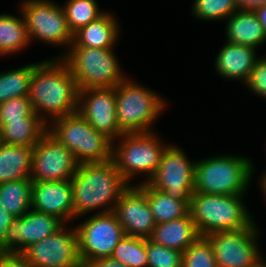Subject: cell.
Returning a JSON list of instances; mask_svg holds the SVG:
<instances>
[{
    "instance_id": "15",
    "label": "cell",
    "mask_w": 266,
    "mask_h": 267,
    "mask_svg": "<svg viewBox=\"0 0 266 267\" xmlns=\"http://www.w3.org/2000/svg\"><path fill=\"white\" fill-rule=\"evenodd\" d=\"M77 112L95 130L104 133L113 143L122 136L123 132L116 118L115 87L79 90Z\"/></svg>"
},
{
    "instance_id": "19",
    "label": "cell",
    "mask_w": 266,
    "mask_h": 267,
    "mask_svg": "<svg viewBox=\"0 0 266 267\" xmlns=\"http://www.w3.org/2000/svg\"><path fill=\"white\" fill-rule=\"evenodd\" d=\"M255 47L238 45L226 41L215 58V70L228 80H238L245 84L259 57Z\"/></svg>"
},
{
    "instance_id": "30",
    "label": "cell",
    "mask_w": 266,
    "mask_h": 267,
    "mask_svg": "<svg viewBox=\"0 0 266 267\" xmlns=\"http://www.w3.org/2000/svg\"><path fill=\"white\" fill-rule=\"evenodd\" d=\"M62 6L73 34L106 12L96 0H67Z\"/></svg>"
},
{
    "instance_id": "41",
    "label": "cell",
    "mask_w": 266,
    "mask_h": 267,
    "mask_svg": "<svg viewBox=\"0 0 266 267\" xmlns=\"http://www.w3.org/2000/svg\"><path fill=\"white\" fill-rule=\"evenodd\" d=\"M259 185H260V189L262 190L261 192H263L264 194L263 196L266 197V169H265L264 174L262 173V176L260 177Z\"/></svg>"
},
{
    "instance_id": "26",
    "label": "cell",
    "mask_w": 266,
    "mask_h": 267,
    "mask_svg": "<svg viewBox=\"0 0 266 267\" xmlns=\"http://www.w3.org/2000/svg\"><path fill=\"white\" fill-rule=\"evenodd\" d=\"M32 180L25 178L0 184V203L15 218L32 209Z\"/></svg>"
},
{
    "instance_id": "14",
    "label": "cell",
    "mask_w": 266,
    "mask_h": 267,
    "mask_svg": "<svg viewBox=\"0 0 266 267\" xmlns=\"http://www.w3.org/2000/svg\"><path fill=\"white\" fill-rule=\"evenodd\" d=\"M79 163L73 153L47 132L33 147L32 182L70 180Z\"/></svg>"
},
{
    "instance_id": "3",
    "label": "cell",
    "mask_w": 266,
    "mask_h": 267,
    "mask_svg": "<svg viewBox=\"0 0 266 267\" xmlns=\"http://www.w3.org/2000/svg\"><path fill=\"white\" fill-rule=\"evenodd\" d=\"M253 161L241 155L211 156L196 161L194 192L244 195L255 173Z\"/></svg>"
},
{
    "instance_id": "31",
    "label": "cell",
    "mask_w": 266,
    "mask_h": 267,
    "mask_svg": "<svg viewBox=\"0 0 266 267\" xmlns=\"http://www.w3.org/2000/svg\"><path fill=\"white\" fill-rule=\"evenodd\" d=\"M193 2L192 15L201 21L225 20L239 9L236 0H194Z\"/></svg>"
},
{
    "instance_id": "13",
    "label": "cell",
    "mask_w": 266,
    "mask_h": 267,
    "mask_svg": "<svg viewBox=\"0 0 266 267\" xmlns=\"http://www.w3.org/2000/svg\"><path fill=\"white\" fill-rule=\"evenodd\" d=\"M66 225L22 252L32 267H82L76 227L69 229Z\"/></svg>"
},
{
    "instance_id": "5",
    "label": "cell",
    "mask_w": 266,
    "mask_h": 267,
    "mask_svg": "<svg viewBox=\"0 0 266 267\" xmlns=\"http://www.w3.org/2000/svg\"><path fill=\"white\" fill-rule=\"evenodd\" d=\"M113 51L114 48L77 47L72 42L58 58L68 65L78 90L112 88L127 78Z\"/></svg>"
},
{
    "instance_id": "40",
    "label": "cell",
    "mask_w": 266,
    "mask_h": 267,
    "mask_svg": "<svg viewBox=\"0 0 266 267\" xmlns=\"http://www.w3.org/2000/svg\"><path fill=\"white\" fill-rule=\"evenodd\" d=\"M258 21L261 23L263 31L266 33V4L254 10Z\"/></svg>"
},
{
    "instance_id": "12",
    "label": "cell",
    "mask_w": 266,
    "mask_h": 267,
    "mask_svg": "<svg viewBox=\"0 0 266 267\" xmlns=\"http://www.w3.org/2000/svg\"><path fill=\"white\" fill-rule=\"evenodd\" d=\"M255 222L247 228L205 236L212 245L217 267H247L263 256L257 242L260 232Z\"/></svg>"
},
{
    "instance_id": "35",
    "label": "cell",
    "mask_w": 266,
    "mask_h": 267,
    "mask_svg": "<svg viewBox=\"0 0 266 267\" xmlns=\"http://www.w3.org/2000/svg\"><path fill=\"white\" fill-rule=\"evenodd\" d=\"M257 96L266 99V57H259L249 79L244 84Z\"/></svg>"
},
{
    "instance_id": "20",
    "label": "cell",
    "mask_w": 266,
    "mask_h": 267,
    "mask_svg": "<svg viewBox=\"0 0 266 267\" xmlns=\"http://www.w3.org/2000/svg\"><path fill=\"white\" fill-rule=\"evenodd\" d=\"M200 236L188 212L181 218L156 224L149 239L164 247L184 252Z\"/></svg>"
},
{
    "instance_id": "11",
    "label": "cell",
    "mask_w": 266,
    "mask_h": 267,
    "mask_svg": "<svg viewBox=\"0 0 266 267\" xmlns=\"http://www.w3.org/2000/svg\"><path fill=\"white\" fill-rule=\"evenodd\" d=\"M75 227L82 265L86 261L111 257L115 246L125 235L122 225L113 212L94 213Z\"/></svg>"
},
{
    "instance_id": "21",
    "label": "cell",
    "mask_w": 266,
    "mask_h": 267,
    "mask_svg": "<svg viewBox=\"0 0 266 267\" xmlns=\"http://www.w3.org/2000/svg\"><path fill=\"white\" fill-rule=\"evenodd\" d=\"M113 13L106 11L98 19L74 33L73 43L77 47L114 48L120 36V25Z\"/></svg>"
},
{
    "instance_id": "1",
    "label": "cell",
    "mask_w": 266,
    "mask_h": 267,
    "mask_svg": "<svg viewBox=\"0 0 266 267\" xmlns=\"http://www.w3.org/2000/svg\"><path fill=\"white\" fill-rule=\"evenodd\" d=\"M78 91L73 74L61 58L37 62L33 68L28 96L34 112L47 124L77 112Z\"/></svg>"
},
{
    "instance_id": "36",
    "label": "cell",
    "mask_w": 266,
    "mask_h": 267,
    "mask_svg": "<svg viewBox=\"0 0 266 267\" xmlns=\"http://www.w3.org/2000/svg\"><path fill=\"white\" fill-rule=\"evenodd\" d=\"M1 267H32L22 253H7L1 262Z\"/></svg>"
},
{
    "instance_id": "23",
    "label": "cell",
    "mask_w": 266,
    "mask_h": 267,
    "mask_svg": "<svg viewBox=\"0 0 266 267\" xmlns=\"http://www.w3.org/2000/svg\"><path fill=\"white\" fill-rule=\"evenodd\" d=\"M33 147L0 142V184L30 178Z\"/></svg>"
},
{
    "instance_id": "37",
    "label": "cell",
    "mask_w": 266,
    "mask_h": 267,
    "mask_svg": "<svg viewBox=\"0 0 266 267\" xmlns=\"http://www.w3.org/2000/svg\"><path fill=\"white\" fill-rule=\"evenodd\" d=\"M82 267H128L119 261L113 260L111 257L99 258L86 261Z\"/></svg>"
},
{
    "instance_id": "43",
    "label": "cell",
    "mask_w": 266,
    "mask_h": 267,
    "mask_svg": "<svg viewBox=\"0 0 266 267\" xmlns=\"http://www.w3.org/2000/svg\"><path fill=\"white\" fill-rule=\"evenodd\" d=\"M7 253L4 252L3 250H0V267H1V262L3 260V257L6 255Z\"/></svg>"
},
{
    "instance_id": "7",
    "label": "cell",
    "mask_w": 266,
    "mask_h": 267,
    "mask_svg": "<svg viewBox=\"0 0 266 267\" xmlns=\"http://www.w3.org/2000/svg\"><path fill=\"white\" fill-rule=\"evenodd\" d=\"M154 131L123 133L112 144V160L121 176L130 184L137 175H145L148 182L156 173L167 144Z\"/></svg>"
},
{
    "instance_id": "32",
    "label": "cell",
    "mask_w": 266,
    "mask_h": 267,
    "mask_svg": "<svg viewBox=\"0 0 266 267\" xmlns=\"http://www.w3.org/2000/svg\"><path fill=\"white\" fill-rule=\"evenodd\" d=\"M16 121H44L34 112L29 96L0 103V130L6 124Z\"/></svg>"
},
{
    "instance_id": "27",
    "label": "cell",
    "mask_w": 266,
    "mask_h": 267,
    "mask_svg": "<svg viewBox=\"0 0 266 267\" xmlns=\"http://www.w3.org/2000/svg\"><path fill=\"white\" fill-rule=\"evenodd\" d=\"M48 132L44 121H16L0 130V142L16 146L34 147Z\"/></svg>"
},
{
    "instance_id": "4",
    "label": "cell",
    "mask_w": 266,
    "mask_h": 267,
    "mask_svg": "<svg viewBox=\"0 0 266 267\" xmlns=\"http://www.w3.org/2000/svg\"><path fill=\"white\" fill-rule=\"evenodd\" d=\"M244 195L193 192L189 212L201 236L249 227L255 220L244 204Z\"/></svg>"
},
{
    "instance_id": "2",
    "label": "cell",
    "mask_w": 266,
    "mask_h": 267,
    "mask_svg": "<svg viewBox=\"0 0 266 267\" xmlns=\"http://www.w3.org/2000/svg\"><path fill=\"white\" fill-rule=\"evenodd\" d=\"M70 181L74 220L97 209L95 214L113 212L119 198L132 185L121 176L112 159L79 164Z\"/></svg>"
},
{
    "instance_id": "24",
    "label": "cell",
    "mask_w": 266,
    "mask_h": 267,
    "mask_svg": "<svg viewBox=\"0 0 266 267\" xmlns=\"http://www.w3.org/2000/svg\"><path fill=\"white\" fill-rule=\"evenodd\" d=\"M134 185L147 197L156 224L181 218L189 212V206L183 200L171 198L148 182L142 180L141 183Z\"/></svg>"
},
{
    "instance_id": "25",
    "label": "cell",
    "mask_w": 266,
    "mask_h": 267,
    "mask_svg": "<svg viewBox=\"0 0 266 267\" xmlns=\"http://www.w3.org/2000/svg\"><path fill=\"white\" fill-rule=\"evenodd\" d=\"M19 12L22 18L7 13L0 14V56L18 54L31 45L25 18Z\"/></svg>"
},
{
    "instance_id": "9",
    "label": "cell",
    "mask_w": 266,
    "mask_h": 267,
    "mask_svg": "<svg viewBox=\"0 0 266 267\" xmlns=\"http://www.w3.org/2000/svg\"><path fill=\"white\" fill-rule=\"evenodd\" d=\"M19 7L25 18L30 41H43L69 49L74 34L69 28L63 6L53 0H24Z\"/></svg>"
},
{
    "instance_id": "16",
    "label": "cell",
    "mask_w": 266,
    "mask_h": 267,
    "mask_svg": "<svg viewBox=\"0 0 266 267\" xmlns=\"http://www.w3.org/2000/svg\"><path fill=\"white\" fill-rule=\"evenodd\" d=\"M64 223L51 214L30 209L15 218L2 236L3 251L22 253L32 243L41 241L57 231Z\"/></svg>"
},
{
    "instance_id": "8",
    "label": "cell",
    "mask_w": 266,
    "mask_h": 267,
    "mask_svg": "<svg viewBox=\"0 0 266 267\" xmlns=\"http://www.w3.org/2000/svg\"><path fill=\"white\" fill-rule=\"evenodd\" d=\"M48 132L73 153L79 164L112 159L113 141L78 112L53 120L48 124Z\"/></svg>"
},
{
    "instance_id": "18",
    "label": "cell",
    "mask_w": 266,
    "mask_h": 267,
    "mask_svg": "<svg viewBox=\"0 0 266 267\" xmlns=\"http://www.w3.org/2000/svg\"><path fill=\"white\" fill-rule=\"evenodd\" d=\"M32 209L51 214L65 222L74 221L72 184L70 180L32 182Z\"/></svg>"
},
{
    "instance_id": "34",
    "label": "cell",
    "mask_w": 266,
    "mask_h": 267,
    "mask_svg": "<svg viewBox=\"0 0 266 267\" xmlns=\"http://www.w3.org/2000/svg\"><path fill=\"white\" fill-rule=\"evenodd\" d=\"M148 267H182L183 252L156 244L146 238Z\"/></svg>"
},
{
    "instance_id": "44",
    "label": "cell",
    "mask_w": 266,
    "mask_h": 267,
    "mask_svg": "<svg viewBox=\"0 0 266 267\" xmlns=\"http://www.w3.org/2000/svg\"><path fill=\"white\" fill-rule=\"evenodd\" d=\"M0 250H3V241H2V236L0 234Z\"/></svg>"
},
{
    "instance_id": "38",
    "label": "cell",
    "mask_w": 266,
    "mask_h": 267,
    "mask_svg": "<svg viewBox=\"0 0 266 267\" xmlns=\"http://www.w3.org/2000/svg\"><path fill=\"white\" fill-rule=\"evenodd\" d=\"M15 219L14 216L9 214L6 209L0 203V234L1 236L4 235L6 230L8 229L9 225Z\"/></svg>"
},
{
    "instance_id": "6",
    "label": "cell",
    "mask_w": 266,
    "mask_h": 267,
    "mask_svg": "<svg viewBox=\"0 0 266 267\" xmlns=\"http://www.w3.org/2000/svg\"><path fill=\"white\" fill-rule=\"evenodd\" d=\"M115 95L116 118L123 133L153 131V124L167 106L166 99L155 90L129 78L115 87Z\"/></svg>"
},
{
    "instance_id": "17",
    "label": "cell",
    "mask_w": 266,
    "mask_h": 267,
    "mask_svg": "<svg viewBox=\"0 0 266 267\" xmlns=\"http://www.w3.org/2000/svg\"><path fill=\"white\" fill-rule=\"evenodd\" d=\"M113 213L125 235L149 238L156 226L147 197L136 185H130L122 194Z\"/></svg>"
},
{
    "instance_id": "29",
    "label": "cell",
    "mask_w": 266,
    "mask_h": 267,
    "mask_svg": "<svg viewBox=\"0 0 266 267\" xmlns=\"http://www.w3.org/2000/svg\"><path fill=\"white\" fill-rule=\"evenodd\" d=\"M111 258L128 267H148L146 238L124 235Z\"/></svg>"
},
{
    "instance_id": "22",
    "label": "cell",
    "mask_w": 266,
    "mask_h": 267,
    "mask_svg": "<svg viewBox=\"0 0 266 267\" xmlns=\"http://www.w3.org/2000/svg\"><path fill=\"white\" fill-rule=\"evenodd\" d=\"M225 24L226 39L230 43L248 45L256 49L266 42V33L254 10L238 9Z\"/></svg>"
},
{
    "instance_id": "39",
    "label": "cell",
    "mask_w": 266,
    "mask_h": 267,
    "mask_svg": "<svg viewBox=\"0 0 266 267\" xmlns=\"http://www.w3.org/2000/svg\"><path fill=\"white\" fill-rule=\"evenodd\" d=\"M240 9L255 10L266 4V0H236Z\"/></svg>"
},
{
    "instance_id": "10",
    "label": "cell",
    "mask_w": 266,
    "mask_h": 267,
    "mask_svg": "<svg viewBox=\"0 0 266 267\" xmlns=\"http://www.w3.org/2000/svg\"><path fill=\"white\" fill-rule=\"evenodd\" d=\"M195 170L196 161H191L178 146L168 144L156 173L148 183L189 206L194 192Z\"/></svg>"
},
{
    "instance_id": "42",
    "label": "cell",
    "mask_w": 266,
    "mask_h": 267,
    "mask_svg": "<svg viewBox=\"0 0 266 267\" xmlns=\"http://www.w3.org/2000/svg\"><path fill=\"white\" fill-rule=\"evenodd\" d=\"M247 267H266V260H264L263 256H262L255 263H253Z\"/></svg>"
},
{
    "instance_id": "28",
    "label": "cell",
    "mask_w": 266,
    "mask_h": 267,
    "mask_svg": "<svg viewBox=\"0 0 266 267\" xmlns=\"http://www.w3.org/2000/svg\"><path fill=\"white\" fill-rule=\"evenodd\" d=\"M37 63L0 72V103L29 95L30 79Z\"/></svg>"
},
{
    "instance_id": "33",
    "label": "cell",
    "mask_w": 266,
    "mask_h": 267,
    "mask_svg": "<svg viewBox=\"0 0 266 267\" xmlns=\"http://www.w3.org/2000/svg\"><path fill=\"white\" fill-rule=\"evenodd\" d=\"M182 267H217L210 241L200 236L183 252Z\"/></svg>"
}]
</instances>
